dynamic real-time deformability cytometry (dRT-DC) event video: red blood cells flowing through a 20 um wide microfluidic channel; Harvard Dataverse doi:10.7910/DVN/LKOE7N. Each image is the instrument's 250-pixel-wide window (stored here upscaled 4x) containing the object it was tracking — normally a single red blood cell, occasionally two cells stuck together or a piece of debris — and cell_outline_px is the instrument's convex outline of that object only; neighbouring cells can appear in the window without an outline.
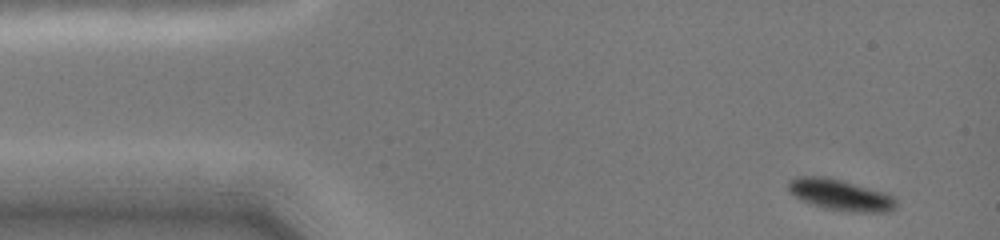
{"species": "common noctule bat (a hibernating species)", "species_latin": "Nyctalus noctula", "temperature_condition": "cold", "stored_images_in_passage": 4, "camera_frame_rate_fps": 3000, "um_per_image_px": 0.085, "animal": {"sex": "female", "body_mass_g": 19.0, "forearm_length_mm": 51.5}, "frame": {"image": 1, "passage_image": 1, "time_ms": 0.0, "image_size_px": [1000, 240], "cell_outline_px": [[896, 208], [892, 212], [848, 212], [824, 208], [800, 200], [788, 192], [788, 180], [796, 176], [824, 176], [888, 192], [896, 200]], "centroid_in_image_um": [71.44, 16.57], "position_along_channel_um": 13.6, "area_um2": 19.94}}
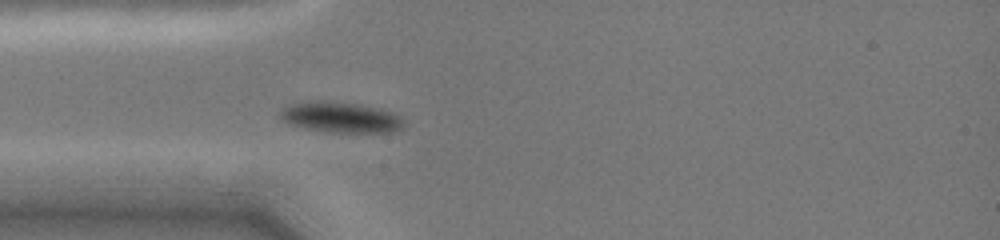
{"frame": {"image": 2, "passage_image": 4, "time_ms": 3.333, "image_size_px": [1000, 240], "cell_outline_px": [[404, 128], [400, 132], [328, 132], [304, 128], [288, 124], [280, 120], [280, 108], [300, 100], [324, 100], [360, 104], [380, 108], [396, 112], [404, 120]], "centroid_in_image_um": [28.96, 9.95], "position_along_channel_um": 56.0, "area_um2": 22.95}}